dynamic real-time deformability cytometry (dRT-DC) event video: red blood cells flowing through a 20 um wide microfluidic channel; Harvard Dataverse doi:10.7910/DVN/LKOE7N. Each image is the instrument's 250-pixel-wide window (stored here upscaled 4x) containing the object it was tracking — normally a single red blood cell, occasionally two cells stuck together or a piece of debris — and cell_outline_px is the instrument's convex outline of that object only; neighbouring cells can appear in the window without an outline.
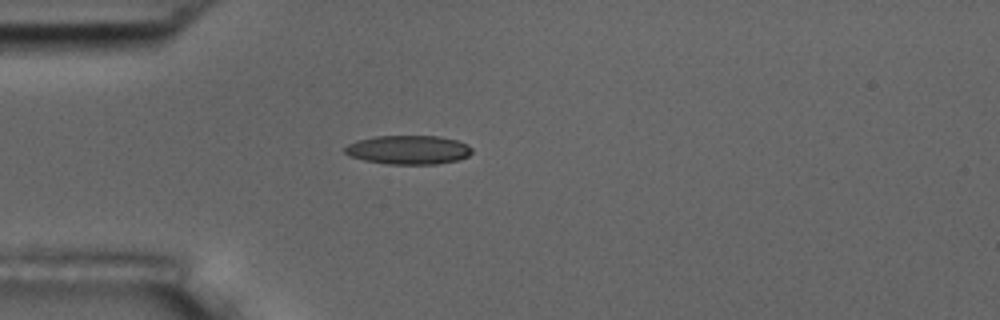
{"species": "common noctule bat (a hibernating species)", "species_latin": "Nyctalus noctula", "temperature_condition": "room temperature", "stored_images_in_passage": 1, "camera_frame_rate_fps": 3000, "um_per_image_px": 0.085, "animal": {"sex": "male", "body_mass_g": 17.5, "forearm_length_mm": 52.3}, "frame": {"image": 1, "passage_image": 1, "time_ms": 0.0, "image_size_px": [1000, 320], "cell_outline_px": [[472, 152], [468, 156], [456, 160], [436, 164], [388, 164], [364, 160], [348, 156], [344, 152], [344, 148], [348, 144], [356, 140], [376, 136], [440, 136], [456, 140], [468, 144], [472, 148]], "centroid_in_image_um": [34.69, 12.73], "position_along_channel_um": 50.3, "area_um2": 21.5}}